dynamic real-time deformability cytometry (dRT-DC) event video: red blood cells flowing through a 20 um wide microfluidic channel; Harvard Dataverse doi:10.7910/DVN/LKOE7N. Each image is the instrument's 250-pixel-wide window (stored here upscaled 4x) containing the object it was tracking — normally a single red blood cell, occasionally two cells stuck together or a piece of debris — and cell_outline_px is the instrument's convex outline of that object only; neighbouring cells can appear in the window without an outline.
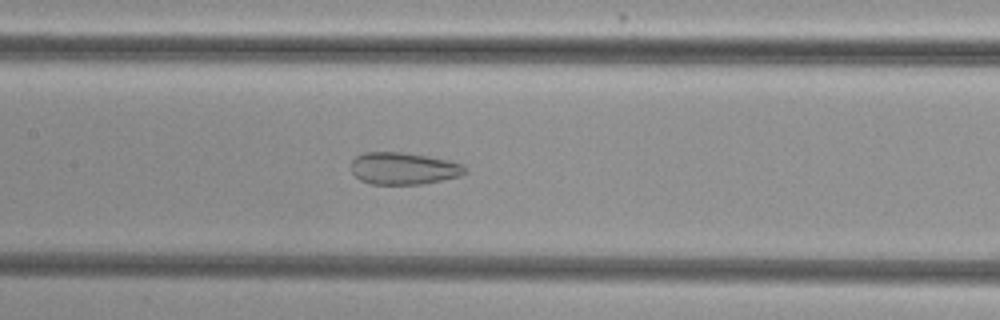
{"species": "common noctule bat (a hibernating species)", "species_latin": "Nyctalus noctula", "temperature_condition": "cold", "stored_images_in_passage": 45, "camera_frame_rate_fps": 3000, "um_per_image_px": 0.085, "animal": {"sex": "female", "body_mass_g": 29.2, "forearm_length_mm": 56.3}, "frame": {"image": 1, "passage_image": 17, "time_ms": 5.333, "image_size_px": [1000, 320], "cell_outline_px": [[468, 172], [460, 176], [420, 184], [372, 184], [360, 180], [352, 172], [352, 160], [356, 156], [364, 152], [400, 152], [428, 156], [448, 160], [464, 164]], "centroid_in_image_um": [34.32, 14.31], "position_along_channel_um": 173.1, "area_um2": 21.27}}
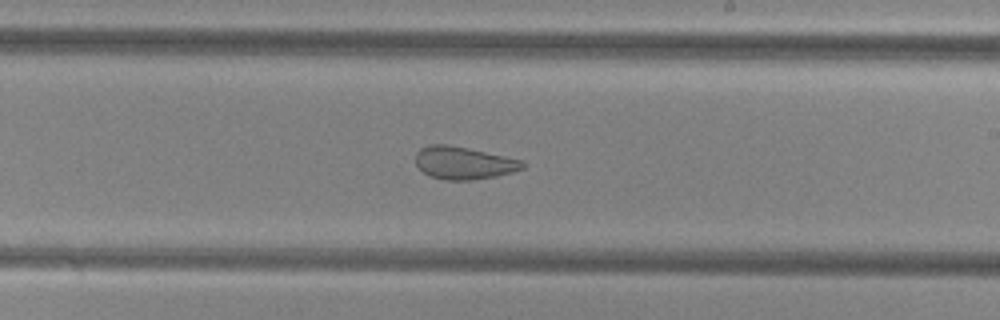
{"frame": {"image": 2, "passage_image": 23, "time_ms": 7.333, "image_size_px": [1000, 320], "cell_outline_px": [[524, 168], [512, 172], [496, 176], [472, 180], [444, 180], [432, 176], [424, 172], [416, 164], [416, 152], [420, 148], [428, 144], [448, 144], [468, 148], [524, 160]], "centroid_in_image_um": [39.42, 13.84], "position_along_channel_um": 249.6, "area_um2": 20.35}}
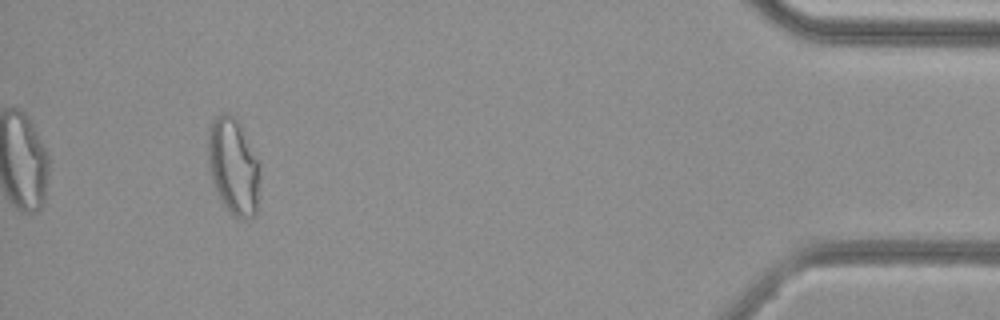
{"frame": {"image": 3, "passage_image": 41, "time_ms": 13.333, "image_size_px": [1000, 320], "cell_outline_px": [[260, 196], [256, 216], [244, 220], [240, 220], [220, 200], [212, 180], [208, 164], [208, 136], [212, 124], [216, 116], [224, 112], [228, 112], [240, 124], [260, 160]], "centroid_in_image_um": [19.9, 14.18], "position_along_channel_um": 415.3, "area_um2": 29.71}, "authors_computed_cell_mechanics": {"area_um2": 24.7962, "velocity_mm_per_s": 3.8379, "shape_relaxation_time_tau1_ms": null, "shape_relaxation_time_tau2_ms": 1.2612, "deformation_change_tau1": null, "deformation_change_tau2": 0.0826}}